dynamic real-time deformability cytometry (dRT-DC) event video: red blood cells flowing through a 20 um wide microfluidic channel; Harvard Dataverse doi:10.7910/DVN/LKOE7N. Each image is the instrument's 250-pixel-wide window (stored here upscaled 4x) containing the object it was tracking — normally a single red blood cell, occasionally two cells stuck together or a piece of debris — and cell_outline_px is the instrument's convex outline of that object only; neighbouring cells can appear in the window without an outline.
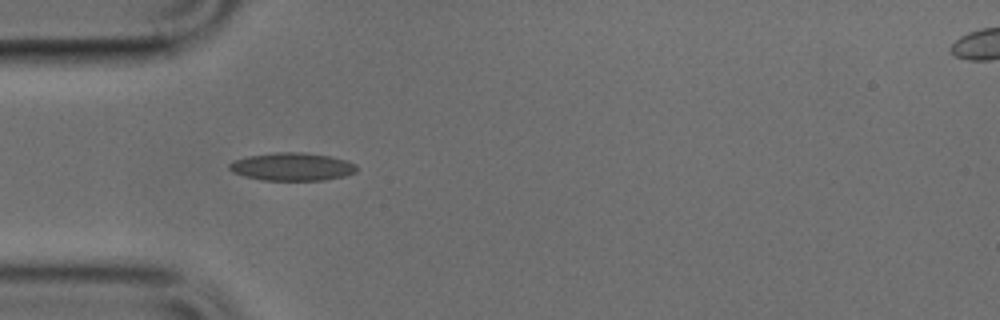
{"species": "common noctule bat (a hibernating species)", "species_latin": "Nyctalus noctula", "temperature_condition": "cold", "stored_images_in_passage": 36, "camera_frame_rate_fps": 3000, "um_per_image_px": 0.085, "animal": {"sex": "male", "body_mass_g": 17.9, "forearm_length_mm": 54.2}, "frame": {"image": 1, "passage_image": 1, "time_ms": 0.0, "image_size_px": [1000, 320], "cell_outline_px": [[356, 172], [344, 176], [324, 180], [264, 180], [244, 176], [232, 172], [228, 168], [228, 164], [232, 160], [248, 156], [276, 152], [300, 152], [328, 156], [344, 160], [356, 164]], "centroid_in_image_um": [24.78, 14.17], "position_along_channel_um": 60.2, "area_um2": 20.63}}
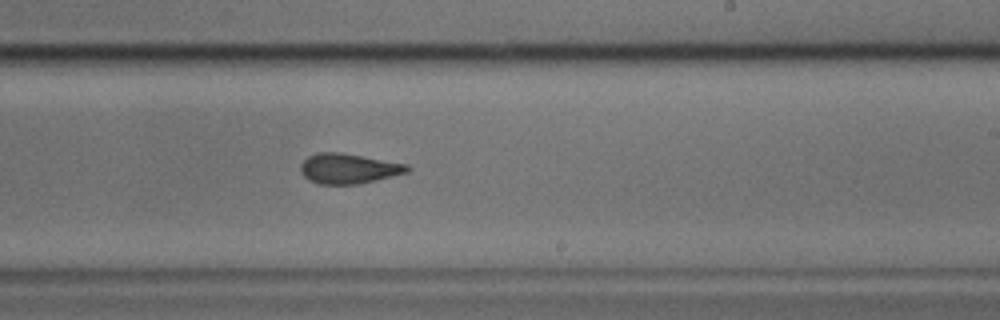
{"frame": {"image": 2, "passage_image": 16, "time_ms": 5.0, "image_size_px": [1000, 320], "cell_outline_px": [[412, 168], [408, 172], [376, 180], [356, 184], [320, 184], [308, 180], [300, 172], [300, 164], [308, 156], [316, 152], [340, 152], [408, 164]], "centroid_in_image_um": [29.61, 14.32], "position_along_channel_um": 259.4, "area_um2": 18.79}}
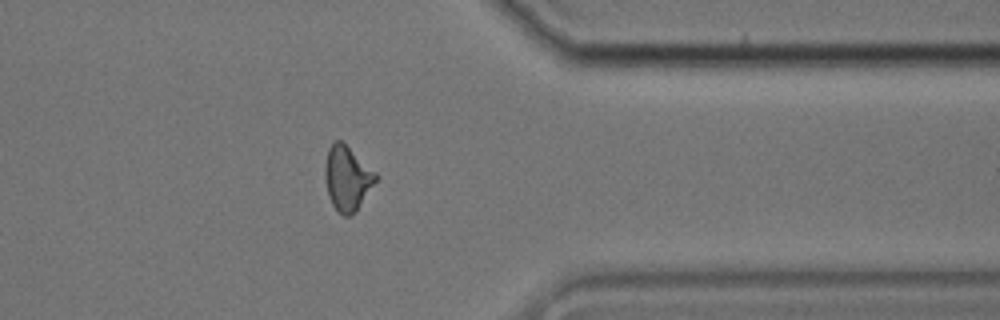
{"frame": {"image": 3, "passage_image": 26, "time_ms": 8.333, "image_size_px": [1000, 320], "cell_outline_px": [[380, 176], [356, 212], [348, 216], [344, 216], [332, 204], [328, 196], [324, 176], [324, 168], [328, 148], [336, 140], [340, 140], [376, 172]], "centroid_in_image_um": [29.52, 15.17], "position_along_channel_um": 381.9, "area_um2": 19.07}}